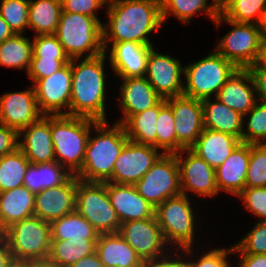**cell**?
<instances>
[{
    "instance_id": "6da1fadb",
    "label": "cell",
    "mask_w": 266,
    "mask_h": 267,
    "mask_svg": "<svg viewBox=\"0 0 266 267\" xmlns=\"http://www.w3.org/2000/svg\"><path fill=\"white\" fill-rule=\"evenodd\" d=\"M107 8L109 22L102 24L106 53L110 41L152 45L147 35L163 24L160 0H112Z\"/></svg>"
},
{
    "instance_id": "7a4b0ae2",
    "label": "cell",
    "mask_w": 266,
    "mask_h": 267,
    "mask_svg": "<svg viewBox=\"0 0 266 267\" xmlns=\"http://www.w3.org/2000/svg\"><path fill=\"white\" fill-rule=\"evenodd\" d=\"M106 52L92 58H83L79 64L71 60L72 89L70 108L64 114L106 121L105 73ZM77 63V64H75Z\"/></svg>"
},
{
    "instance_id": "3957f363",
    "label": "cell",
    "mask_w": 266,
    "mask_h": 267,
    "mask_svg": "<svg viewBox=\"0 0 266 267\" xmlns=\"http://www.w3.org/2000/svg\"><path fill=\"white\" fill-rule=\"evenodd\" d=\"M97 135L88 138L82 168L75 174L85 182H108L121 150L129 140L123 124L108 128L106 121L93 125ZM108 128V129H107Z\"/></svg>"
},
{
    "instance_id": "277c9868",
    "label": "cell",
    "mask_w": 266,
    "mask_h": 267,
    "mask_svg": "<svg viewBox=\"0 0 266 267\" xmlns=\"http://www.w3.org/2000/svg\"><path fill=\"white\" fill-rule=\"evenodd\" d=\"M98 121L67 114L51 115L56 161L75 175L83 165L91 126Z\"/></svg>"
},
{
    "instance_id": "5b68a950",
    "label": "cell",
    "mask_w": 266,
    "mask_h": 267,
    "mask_svg": "<svg viewBox=\"0 0 266 267\" xmlns=\"http://www.w3.org/2000/svg\"><path fill=\"white\" fill-rule=\"evenodd\" d=\"M101 21L88 15L62 11L55 35L70 60L104 53ZM81 57V58H80Z\"/></svg>"
},
{
    "instance_id": "8992f818",
    "label": "cell",
    "mask_w": 266,
    "mask_h": 267,
    "mask_svg": "<svg viewBox=\"0 0 266 267\" xmlns=\"http://www.w3.org/2000/svg\"><path fill=\"white\" fill-rule=\"evenodd\" d=\"M222 21L234 27L217 43L219 54L238 69H247L263 59L266 40L258 24L233 22L219 13L214 21L217 28Z\"/></svg>"
},
{
    "instance_id": "52a82bcc",
    "label": "cell",
    "mask_w": 266,
    "mask_h": 267,
    "mask_svg": "<svg viewBox=\"0 0 266 267\" xmlns=\"http://www.w3.org/2000/svg\"><path fill=\"white\" fill-rule=\"evenodd\" d=\"M238 68L216 50L184 67L183 95L204 100L215 97Z\"/></svg>"
},
{
    "instance_id": "ba28073f",
    "label": "cell",
    "mask_w": 266,
    "mask_h": 267,
    "mask_svg": "<svg viewBox=\"0 0 266 267\" xmlns=\"http://www.w3.org/2000/svg\"><path fill=\"white\" fill-rule=\"evenodd\" d=\"M193 214L188 195L183 194L168 198L155 208V216L165 243L171 247L179 246L177 250L181 248L186 254L192 253L195 238Z\"/></svg>"
},
{
    "instance_id": "9c48e42d",
    "label": "cell",
    "mask_w": 266,
    "mask_h": 267,
    "mask_svg": "<svg viewBox=\"0 0 266 267\" xmlns=\"http://www.w3.org/2000/svg\"><path fill=\"white\" fill-rule=\"evenodd\" d=\"M13 261L47 259L50 254V223L39 217L23 219L3 232Z\"/></svg>"
},
{
    "instance_id": "30bf717a",
    "label": "cell",
    "mask_w": 266,
    "mask_h": 267,
    "mask_svg": "<svg viewBox=\"0 0 266 267\" xmlns=\"http://www.w3.org/2000/svg\"><path fill=\"white\" fill-rule=\"evenodd\" d=\"M76 211L84 217L99 234L117 233L120 220L111 205L106 182H85L78 179Z\"/></svg>"
},
{
    "instance_id": "8fae6325",
    "label": "cell",
    "mask_w": 266,
    "mask_h": 267,
    "mask_svg": "<svg viewBox=\"0 0 266 267\" xmlns=\"http://www.w3.org/2000/svg\"><path fill=\"white\" fill-rule=\"evenodd\" d=\"M134 186L155 208L168 198L182 194L176 155L162 154Z\"/></svg>"
},
{
    "instance_id": "7c38bea8",
    "label": "cell",
    "mask_w": 266,
    "mask_h": 267,
    "mask_svg": "<svg viewBox=\"0 0 266 267\" xmlns=\"http://www.w3.org/2000/svg\"><path fill=\"white\" fill-rule=\"evenodd\" d=\"M148 144L128 140L121 150L108 182L116 184H136L163 154Z\"/></svg>"
},
{
    "instance_id": "4fadbf2b",
    "label": "cell",
    "mask_w": 266,
    "mask_h": 267,
    "mask_svg": "<svg viewBox=\"0 0 266 267\" xmlns=\"http://www.w3.org/2000/svg\"><path fill=\"white\" fill-rule=\"evenodd\" d=\"M166 103L175 118L176 153L190 149L204 129L201 100L181 95L167 98Z\"/></svg>"
},
{
    "instance_id": "5bb4252c",
    "label": "cell",
    "mask_w": 266,
    "mask_h": 267,
    "mask_svg": "<svg viewBox=\"0 0 266 267\" xmlns=\"http://www.w3.org/2000/svg\"><path fill=\"white\" fill-rule=\"evenodd\" d=\"M40 111L44 115L64 114L70 108L72 89L71 60L53 75L38 79L33 83ZM63 111V112H62Z\"/></svg>"
},
{
    "instance_id": "9a60e30c",
    "label": "cell",
    "mask_w": 266,
    "mask_h": 267,
    "mask_svg": "<svg viewBox=\"0 0 266 267\" xmlns=\"http://www.w3.org/2000/svg\"><path fill=\"white\" fill-rule=\"evenodd\" d=\"M182 73L180 60L150 49L145 77L162 99L183 95Z\"/></svg>"
},
{
    "instance_id": "2e32d148",
    "label": "cell",
    "mask_w": 266,
    "mask_h": 267,
    "mask_svg": "<svg viewBox=\"0 0 266 267\" xmlns=\"http://www.w3.org/2000/svg\"><path fill=\"white\" fill-rule=\"evenodd\" d=\"M180 152L184 154L186 152L187 157L180 156L182 155ZM175 155L179 164L180 187L183 195H187V191L205 197H213L219 193L216 186L215 169L205 160L191 149H182Z\"/></svg>"
},
{
    "instance_id": "e0dca14e",
    "label": "cell",
    "mask_w": 266,
    "mask_h": 267,
    "mask_svg": "<svg viewBox=\"0 0 266 267\" xmlns=\"http://www.w3.org/2000/svg\"><path fill=\"white\" fill-rule=\"evenodd\" d=\"M118 233L136 251L142 261L167 254L164 249H168V245L165 243L156 216L122 223Z\"/></svg>"
},
{
    "instance_id": "ac0fdd59",
    "label": "cell",
    "mask_w": 266,
    "mask_h": 267,
    "mask_svg": "<svg viewBox=\"0 0 266 267\" xmlns=\"http://www.w3.org/2000/svg\"><path fill=\"white\" fill-rule=\"evenodd\" d=\"M40 111L33 85L22 92H8L0 96V123L18 133L40 120Z\"/></svg>"
},
{
    "instance_id": "d6986e66",
    "label": "cell",
    "mask_w": 266,
    "mask_h": 267,
    "mask_svg": "<svg viewBox=\"0 0 266 267\" xmlns=\"http://www.w3.org/2000/svg\"><path fill=\"white\" fill-rule=\"evenodd\" d=\"M77 183L72 175L65 183L36 193L34 216L51 223L75 211Z\"/></svg>"
},
{
    "instance_id": "ffe728a7",
    "label": "cell",
    "mask_w": 266,
    "mask_h": 267,
    "mask_svg": "<svg viewBox=\"0 0 266 267\" xmlns=\"http://www.w3.org/2000/svg\"><path fill=\"white\" fill-rule=\"evenodd\" d=\"M18 148L25 154L30 164L56 161L51 136V115H44L37 122L22 129L19 133ZM23 141V142H22Z\"/></svg>"
},
{
    "instance_id": "44dd1931",
    "label": "cell",
    "mask_w": 266,
    "mask_h": 267,
    "mask_svg": "<svg viewBox=\"0 0 266 267\" xmlns=\"http://www.w3.org/2000/svg\"><path fill=\"white\" fill-rule=\"evenodd\" d=\"M106 187L121 224L155 216V207L137 192L134 185L106 182Z\"/></svg>"
},
{
    "instance_id": "7402d4cb",
    "label": "cell",
    "mask_w": 266,
    "mask_h": 267,
    "mask_svg": "<svg viewBox=\"0 0 266 267\" xmlns=\"http://www.w3.org/2000/svg\"><path fill=\"white\" fill-rule=\"evenodd\" d=\"M120 87V107L123 116L117 123L124 124L132 115L156 106L162 98L154 90L146 77L122 78Z\"/></svg>"
},
{
    "instance_id": "603a6c76",
    "label": "cell",
    "mask_w": 266,
    "mask_h": 267,
    "mask_svg": "<svg viewBox=\"0 0 266 267\" xmlns=\"http://www.w3.org/2000/svg\"><path fill=\"white\" fill-rule=\"evenodd\" d=\"M153 45L138 42L112 43L110 66L120 78L145 77L147 59Z\"/></svg>"
},
{
    "instance_id": "cb8c5ba5",
    "label": "cell",
    "mask_w": 266,
    "mask_h": 267,
    "mask_svg": "<svg viewBox=\"0 0 266 267\" xmlns=\"http://www.w3.org/2000/svg\"><path fill=\"white\" fill-rule=\"evenodd\" d=\"M250 144L240 142L230 156L215 169L216 186L220 190L238 196L245 188Z\"/></svg>"
},
{
    "instance_id": "d4e9b609",
    "label": "cell",
    "mask_w": 266,
    "mask_h": 267,
    "mask_svg": "<svg viewBox=\"0 0 266 267\" xmlns=\"http://www.w3.org/2000/svg\"><path fill=\"white\" fill-rule=\"evenodd\" d=\"M255 86L248 69H237L219 90L216 98L242 116L257 103Z\"/></svg>"
},
{
    "instance_id": "484cf974",
    "label": "cell",
    "mask_w": 266,
    "mask_h": 267,
    "mask_svg": "<svg viewBox=\"0 0 266 267\" xmlns=\"http://www.w3.org/2000/svg\"><path fill=\"white\" fill-rule=\"evenodd\" d=\"M35 193L25 186L0 192V233L34 216Z\"/></svg>"
},
{
    "instance_id": "4316f807",
    "label": "cell",
    "mask_w": 266,
    "mask_h": 267,
    "mask_svg": "<svg viewBox=\"0 0 266 267\" xmlns=\"http://www.w3.org/2000/svg\"><path fill=\"white\" fill-rule=\"evenodd\" d=\"M95 251L104 267H142L143 264L136 251L118 232L99 234Z\"/></svg>"
},
{
    "instance_id": "83f0119b",
    "label": "cell",
    "mask_w": 266,
    "mask_h": 267,
    "mask_svg": "<svg viewBox=\"0 0 266 267\" xmlns=\"http://www.w3.org/2000/svg\"><path fill=\"white\" fill-rule=\"evenodd\" d=\"M241 141L230 134L204 128L190 148L212 168H218Z\"/></svg>"
},
{
    "instance_id": "f1b7e54d",
    "label": "cell",
    "mask_w": 266,
    "mask_h": 267,
    "mask_svg": "<svg viewBox=\"0 0 266 267\" xmlns=\"http://www.w3.org/2000/svg\"><path fill=\"white\" fill-rule=\"evenodd\" d=\"M201 102L204 128L230 134L242 142L244 117L239 112L230 109L216 97L215 101L207 98Z\"/></svg>"
},
{
    "instance_id": "f546056e",
    "label": "cell",
    "mask_w": 266,
    "mask_h": 267,
    "mask_svg": "<svg viewBox=\"0 0 266 267\" xmlns=\"http://www.w3.org/2000/svg\"><path fill=\"white\" fill-rule=\"evenodd\" d=\"M71 176L72 174L57 161L29 164L23 186L36 194L65 183Z\"/></svg>"
},
{
    "instance_id": "4dcf8cb0",
    "label": "cell",
    "mask_w": 266,
    "mask_h": 267,
    "mask_svg": "<svg viewBox=\"0 0 266 267\" xmlns=\"http://www.w3.org/2000/svg\"><path fill=\"white\" fill-rule=\"evenodd\" d=\"M61 13V0H29L28 28L35 35L55 34Z\"/></svg>"
},
{
    "instance_id": "1f68e13d",
    "label": "cell",
    "mask_w": 266,
    "mask_h": 267,
    "mask_svg": "<svg viewBox=\"0 0 266 267\" xmlns=\"http://www.w3.org/2000/svg\"><path fill=\"white\" fill-rule=\"evenodd\" d=\"M97 239L51 240L49 259L59 267H68L96 250Z\"/></svg>"
},
{
    "instance_id": "d6a6232c",
    "label": "cell",
    "mask_w": 266,
    "mask_h": 267,
    "mask_svg": "<svg viewBox=\"0 0 266 267\" xmlns=\"http://www.w3.org/2000/svg\"><path fill=\"white\" fill-rule=\"evenodd\" d=\"M52 240L98 239L96 229L76 210L50 223Z\"/></svg>"
},
{
    "instance_id": "836d02e7",
    "label": "cell",
    "mask_w": 266,
    "mask_h": 267,
    "mask_svg": "<svg viewBox=\"0 0 266 267\" xmlns=\"http://www.w3.org/2000/svg\"><path fill=\"white\" fill-rule=\"evenodd\" d=\"M207 3V0H160L163 23L171 13L181 22L189 24L190 19L201 11L215 21L220 13V5L216 0H212L210 5Z\"/></svg>"
},
{
    "instance_id": "e575fe53",
    "label": "cell",
    "mask_w": 266,
    "mask_h": 267,
    "mask_svg": "<svg viewBox=\"0 0 266 267\" xmlns=\"http://www.w3.org/2000/svg\"><path fill=\"white\" fill-rule=\"evenodd\" d=\"M159 115V103L144 112L132 115L124 124L130 141L148 144L156 148V123Z\"/></svg>"
},
{
    "instance_id": "d590c367",
    "label": "cell",
    "mask_w": 266,
    "mask_h": 267,
    "mask_svg": "<svg viewBox=\"0 0 266 267\" xmlns=\"http://www.w3.org/2000/svg\"><path fill=\"white\" fill-rule=\"evenodd\" d=\"M32 41L23 34H13L0 43V65L28 72L32 58Z\"/></svg>"
},
{
    "instance_id": "8d00e7d4",
    "label": "cell",
    "mask_w": 266,
    "mask_h": 267,
    "mask_svg": "<svg viewBox=\"0 0 266 267\" xmlns=\"http://www.w3.org/2000/svg\"><path fill=\"white\" fill-rule=\"evenodd\" d=\"M29 164L30 161L19 148L0 157V192L23 186Z\"/></svg>"
},
{
    "instance_id": "74e56055",
    "label": "cell",
    "mask_w": 266,
    "mask_h": 267,
    "mask_svg": "<svg viewBox=\"0 0 266 267\" xmlns=\"http://www.w3.org/2000/svg\"><path fill=\"white\" fill-rule=\"evenodd\" d=\"M265 6L266 0H225L220 13L233 22L258 24Z\"/></svg>"
},
{
    "instance_id": "f35d334b",
    "label": "cell",
    "mask_w": 266,
    "mask_h": 267,
    "mask_svg": "<svg viewBox=\"0 0 266 267\" xmlns=\"http://www.w3.org/2000/svg\"><path fill=\"white\" fill-rule=\"evenodd\" d=\"M156 127V149L163 150V154H176L175 118L166 99L159 102Z\"/></svg>"
},
{
    "instance_id": "ab89813d",
    "label": "cell",
    "mask_w": 266,
    "mask_h": 267,
    "mask_svg": "<svg viewBox=\"0 0 266 267\" xmlns=\"http://www.w3.org/2000/svg\"><path fill=\"white\" fill-rule=\"evenodd\" d=\"M0 15L14 34H23L28 27L29 0H0Z\"/></svg>"
},
{
    "instance_id": "60d3db41",
    "label": "cell",
    "mask_w": 266,
    "mask_h": 267,
    "mask_svg": "<svg viewBox=\"0 0 266 267\" xmlns=\"http://www.w3.org/2000/svg\"><path fill=\"white\" fill-rule=\"evenodd\" d=\"M266 187V144H250L245 188Z\"/></svg>"
},
{
    "instance_id": "b9f144b4",
    "label": "cell",
    "mask_w": 266,
    "mask_h": 267,
    "mask_svg": "<svg viewBox=\"0 0 266 267\" xmlns=\"http://www.w3.org/2000/svg\"><path fill=\"white\" fill-rule=\"evenodd\" d=\"M260 103V104H258ZM249 117L247 132H242V142L249 144H266V103L259 102L243 117Z\"/></svg>"
},
{
    "instance_id": "7bdbcfd3",
    "label": "cell",
    "mask_w": 266,
    "mask_h": 267,
    "mask_svg": "<svg viewBox=\"0 0 266 267\" xmlns=\"http://www.w3.org/2000/svg\"><path fill=\"white\" fill-rule=\"evenodd\" d=\"M246 236L233 246L240 254H266V221H259Z\"/></svg>"
},
{
    "instance_id": "ee69618b",
    "label": "cell",
    "mask_w": 266,
    "mask_h": 267,
    "mask_svg": "<svg viewBox=\"0 0 266 267\" xmlns=\"http://www.w3.org/2000/svg\"><path fill=\"white\" fill-rule=\"evenodd\" d=\"M32 58L69 59L55 34L35 35Z\"/></svg>"
},
{
    "instance_id": "f6af8a7d",
    "label": "cell",
    "mask_w": 266,
    "mask_h": 267,
    "mask_svg": "<svg viewBox=\"0 0 266 267\" xmlns=\"http://www.w3.org/2000/svg\"><path fill=\"white\" fill-rule=\"evenodd\" d=\"M238 197L247 210L263 218L259 221H266V187L244 188Z\"/></svg>"
},
{
    "instance_id": "bcb514c9",
    "label": "cell",
    "mask_w": 266,
    "mask_h": 267,
    "mask_svg": "<svg viewBox=\"0 0 266 267\" xmlns=\"http://www.w3.org/2000/svg\"><path fill=\"white\" fill-rule=\"evenodd\" d=\"M70 59H54V58H31L28 76L35 83L38 79H42L53 75L55 72L63 68Z\"/></svg>"
},
{
    "instance_id": "7dc6e473",
    "label": "cell",
    "mask_w": 266,
    "mask_h": 267,
    "mask_svg": "<svg viewBox=\"0 0 266 267\" xmlns=\"http://www.w3.org/2000/svg\"><path fill=\"white\" fill-rule=\"evenodd\" d=\"M233 254V246L228 249H214L211 251H208L203 256H201L199 259L197 258V261L192 260L189 262L187 261L188 267H229L227 257L228 254Z\"/></svg>"
},
{
    "instance_id": "c3c4849f",
    "label": "cell",
    "mask_w": 266,
    "mask_h": 267,
    "mask_svg": "<svg viewBox=\"0 0 266 267\" xmlns=\"http://www.w3.org/2000/svg\"><path fill=\"white\" fill-rule=\"evenodd\" d=\"M61 6L62 11L88 15L99 20L95 12L104 5L99 0H61Z\"/></svg>"
},
{
    "instance_id": "681fc988",
    "label": "cell",
    "mask_w": 266,
    "mask_h": 267,
    "mask_svg": "<svg viewBox=\"0 0 266 267\" xmlns=\"http://www.w3.org/2000/svg\"><path fill=\"white\" fill-rule=\"evenodd\" d=\"M252 76L257 101L266 103V64L261 60L247 68Z\"/></svg>"
},
{
    "instance_id": "f907efd6",
    "label": "cell",
    "mask_w": 266,
    "mask_h": 267,
    "mask_svg": "<svg viewBox=\"0 0 266 267\" xmlns=\"http://www.w3.org/2000/svg\"><path fill=\"white\" fill-rule=\"evenodd\" d=\"M18 132L0 123V157L14 152L18 148Z\"/></svg>"
},
{
    "instance_id": "816d5d0a",
    "label": "cell",
    "mask_w": 266,
    "mask_h": 267,
    "mask_svg": "<svg viewBox=\"0 0 266 267\" xmlns=\"http://www.w3.org/2000/svg\"><path fill=\"white\" fill-rule=\"evenodd\" d=\"M166 254H163V256H158L157 258H153L150 260L143 261L142 267H188L187 266V259L186 262L181 260L178 257V252L176 253V257H171L170 256H164Z\"/></svg>"
},
{
    "instance_id": "f5cc1de1",
    "label": "cell",
    "mask_w": 266,
    "mask_h": 267,
    "mask_svg": "<svg viewBox=\"0 0 266 267\" xmlns=\"http://www.w3.org/2000/svg\"><path fill=\"white\" fill-rule=\"evenodd\" d=\"M241 267H266V254H240Z\"/></svg>"
},
{
    "instance_id": "db71d44e",
    "label": "cell",
    "mask_w": 266,
    "mask_h": 267,
    "mask_svg": "<svg viewBox=\"0 0 266 267\" xmlns=\"http://www.w3.org/2000/svg\"><path fill=\"white\" fill-rule=\"evenodd\" d=\"M13 262L7 240L3 233H0V267H9Z\"/></svg>"
},
{
    "instance_id": "11a10c76",
    "label": "cell",
    "mask_w": 266,
    "mask_h": 267,
    "mask_svg": "<svg viewBox=\"0 0 266 267\" xmlns=\"http://www.w3.org/2000/svg\"><path fill=\"white\" fill-rule=\"evenodd\" d=\"M68 267H104V265L101 262L99 255L95 251L85 258H81L79 261L71 264Z\"/></svg>"
},
{
    "instance_id": "9f6ffc18",
    "label": "cell",
    "mask_w": 266,
    "mask_h": 267,
    "mask_svg": "<svg viewBox=\"0 0 266 267\" xmlns=\"http://www.w3.org/2000/svg\"><path fill=\"white\" fill-rule=\"evenodd\" d=\"M13 31L10 29L7 22L0 15V43H2L5 39H8L13 35Z\"/></svg>"
},
{
    "instance_id": "6f0895ef",
    "label": "cell",
    "mask_w": 266,
    "mask_h": 267,
    "mask_svg": "<svg viewBox=\"0 0 266 267\" xmlns=\"http://www.w3.org/2000/svg\"><path fill=\"white\" fill-rule=\"evenodd\" d=\"M28 267H59L53 263L49 258L41 260L28 261Z\"/></svg>"
},
{
    "instance_id": "680465c9",
    "label": "cell",
    "mask_w": 266,
    "mask_h": 267,
    "mask_svg": "<svg viewBox=\"0 0 266 267\" xmlns=\"http://www.w3.org/2000/svg\"><path fill=\"white\" fill-rule=\"evenodd\" d=\"M258 27L262 31L263 37L266 40V6L264 7L262 11L261 18L258 22Z\"/></svg>"
},
{
    "instance_id": "91938a15",
    "label": "cell",
    "mask_w": 266,
    "mask_h": 267,
    "mask_svg": "<svg viewBox=\"0 0 266 267\" xmlns=\"http://www.w3.org/2000/svg\"><path fill=\"white\" fill-rule=\"evenodd\" d=\"M9 267H28V261L20 262V261H13Z\"/></svg>"
},
{
    "instance_id": "94428289",
    "label": "cell",
    "mask_w": 266,
    "mask_h": 267,
    "mask_svg": "<svg viewBox=\"0 0 266 267\" xmlns=\"http://www.w3.org/2000/svg\"><path fill=\"white\" fill-rule=\"evenodd\" d=\"M103 5H108L112 2V0H99Z\"/></svg>"
},
{
    "instance_id": "6125c7cd",
    "label": "cell",
    "mask_w": 266,
    "mask_h": 267,
    "mask_svg": "<svg viewBox=\"0 0 266 267\" xmlns=\"http://www.w3.org/2000/svg\"><path fill=\"white\" fill-rule=\"evenodd\" d=\"M262 61L266 64V43H265V47H264V55H263Z\"/></svg>"
},
{
    "instance_id": "be15d7a7",
    "label": "cell",
    "mask_w": 266,
    "mask_h": 267,
    "mask_svg": "<svg viewBox=\"0 0 266 267\" xmlns=\"http://www.w3.org/2000/svg\"><path fill=\"white\" fill-rule=\"evenodd\" d=\"M224 1H225V0H221V1L219 2V5H221Z\"/></svg>"
}]
</instances>
